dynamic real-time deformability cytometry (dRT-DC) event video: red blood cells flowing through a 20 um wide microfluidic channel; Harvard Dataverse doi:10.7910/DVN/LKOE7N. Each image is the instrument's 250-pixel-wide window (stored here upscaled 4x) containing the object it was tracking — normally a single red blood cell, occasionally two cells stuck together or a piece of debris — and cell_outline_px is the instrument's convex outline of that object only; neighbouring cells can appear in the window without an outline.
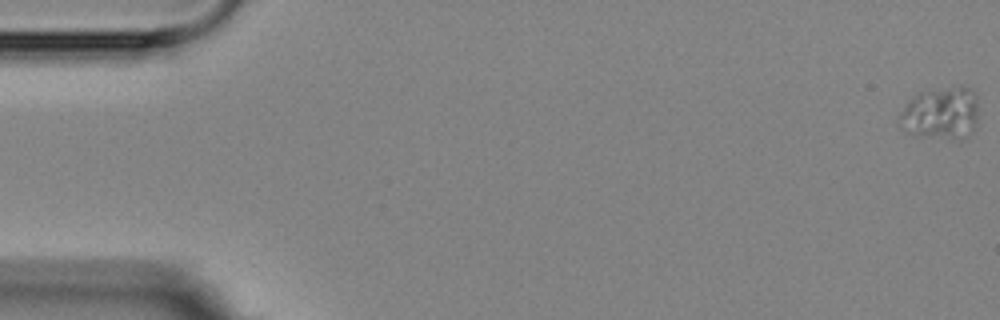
{"species": "Egyptian fruit bat (a non-hibernating species)", "species_latin": "Rousettus aegyptiacus", "temperature_condition": "room temperature", "stored_images_in_passage": 6, "segment_of_instrument_passage": [1, 2], "camera_frame_rate_fps": 3000, "um_per_image_px": 0.085, "animal": {"sex": "female"}, "frame": {"image": 1, "passage_image": 1, "time_ms": 0.0, "image_size_px": [1000, 320], "cell_outline_px": [[976, 128], [968, 136], [960, 140], [956, 140], [916, 136], [908, 132], [900, 116], [908, 100], [912, 96], [920, 92], [960, 84], [968, 88], [976, 96]], "centroid_in_image_um": [80.03, 9.63], "position_along_channel_um": 5.0, "area_um2": 24.22}}
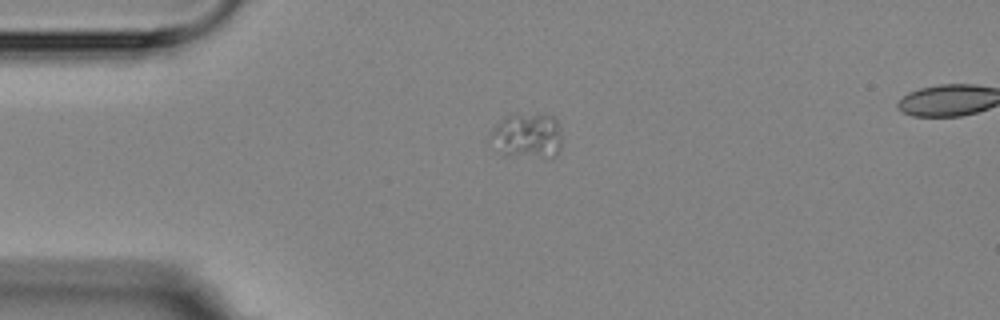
{"frame": {"image": 2, "passage_image": 5, "time_ms": 4.667, "image_size_px": [1000, 320], "cell_outline_px": [[560, 148], [556, 156], [552, 160], [544, 160], [508, 152], [484, 140], [488, 132], [496, 124], [508, 116], [516, 112], [536, 112], [552, 116], [556, 120], [560, 128]], "centroid_in_image_um": [44.83, 11.5], "position_along_channel_um": 40.2, "area_um2": 19.42}}